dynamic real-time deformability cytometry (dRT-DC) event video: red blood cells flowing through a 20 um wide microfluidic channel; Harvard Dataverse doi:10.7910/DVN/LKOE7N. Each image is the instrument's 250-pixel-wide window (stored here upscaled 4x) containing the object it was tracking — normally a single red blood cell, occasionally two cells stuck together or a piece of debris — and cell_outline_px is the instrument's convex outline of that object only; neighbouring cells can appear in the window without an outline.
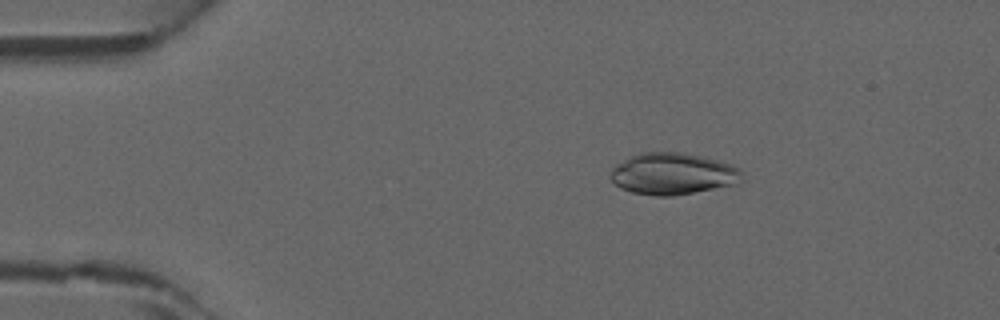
{"species": "common noctule bat (a hibernating species)", "species_latin": "Nyctalus noctula", "temperature_condition": "warm", "stored_images_in_passage": 14, "camera_frame_rate_fps": 3000, "um_per_image_px": 0.085, "animal": {"sex": "male", "forearm_length_mm": 52.5}, "frame": {"image": 1, "passage_image": 8, "time_ms": 2.333, "image_size_px": [1000, 320], "cell_outline_px": [[740, 184], [672, 196], [656, 196], [632, 192], [620, 188], [608, 176], [612, 168], [616, 164], [628, 156], [640, 152], [684, 152], [716, 160], [728, 164], [736, 168], [740, 172]], "centroid_in_image_um": [57.12, 14.77], "position_along_channel_um": 27.9, "area_um2": 31.96}}
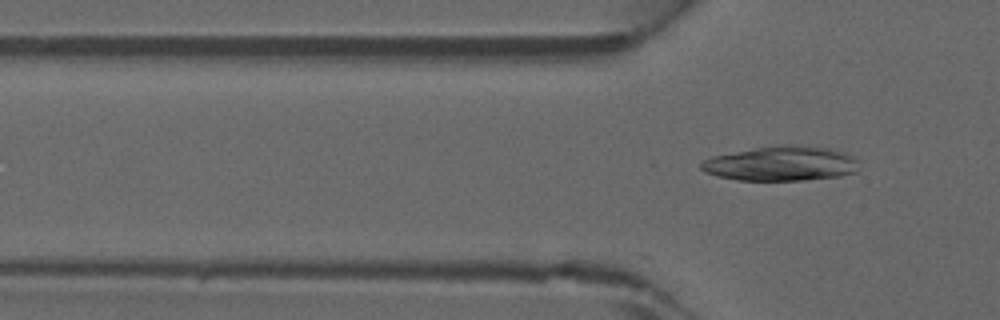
{"frame": {"image": 2, "passage_image": 14, "time_ms": 4.333, "image_size_px": [1000, 320], "cell_outline_px": [[856, 172], [840, 176], [804, 180], [736, 180], [716, 176], [704, 172], [700, 168], [700, 164], [704, 160], [712, 156], [756, 148], [784, 144], [792, 144], [828, 148], [852, 156], [856, 160]], "centroid_in_image_um": [66.35, 13.91], "position_along_channel_um": 59.5, "area_um2": 31.67}}